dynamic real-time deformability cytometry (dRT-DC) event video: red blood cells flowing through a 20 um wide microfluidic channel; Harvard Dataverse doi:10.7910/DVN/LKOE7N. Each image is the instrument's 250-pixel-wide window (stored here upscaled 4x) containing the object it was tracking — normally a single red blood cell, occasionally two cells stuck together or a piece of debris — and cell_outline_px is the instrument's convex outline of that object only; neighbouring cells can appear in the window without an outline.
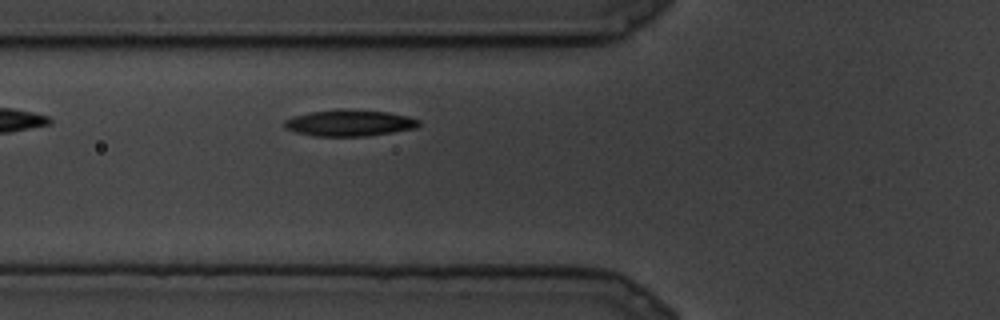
{"species": "common noctule bat (a hibernating species)", "species_latin": "Nyctalus noctula", "temperature_condition": "cold", "stored_images_in_passage": 5, "camera_frame_rate_fps": 3000, "um_per_image_px": 0.085, "animal": {"sex": "male", "body_mass_g": 19.5, "forearm_length_mm": 54.6}, "frame": {"image": 1, "passage_image": 5, "time_ms": 1.333, "image_size_px": [1000, 320], "cell_outline_px": [[420, 124], [416, 128], [368, 136], [312, 136], [296, 132], [284, 128], [284, 120], [292, 116], [312, 112], [340, 108], [388, 112], [408, 116], [420, 120]], "centroid_in_image_um": [29.69, 10.45], "position_along_channel_um": 96.1, "area_um2": 20.81}}